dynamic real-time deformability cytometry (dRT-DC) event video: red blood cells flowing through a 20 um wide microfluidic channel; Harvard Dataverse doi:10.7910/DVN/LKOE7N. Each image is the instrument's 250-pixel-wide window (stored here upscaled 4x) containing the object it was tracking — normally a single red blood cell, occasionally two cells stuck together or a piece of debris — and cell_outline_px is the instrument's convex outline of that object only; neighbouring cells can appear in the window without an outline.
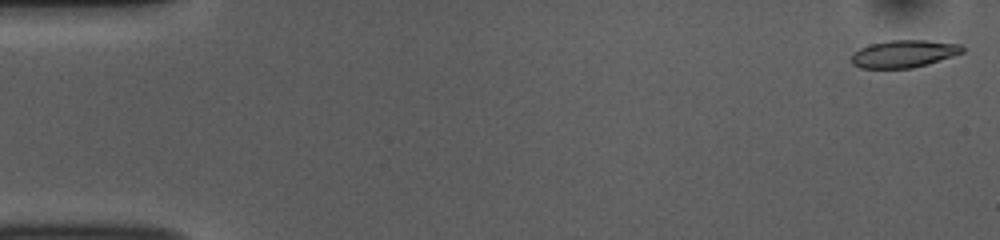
{"species": "common noctule bat (a hibernating species)", "species_latin": "Nyctalus noctula", "temperature_condition": "room temperature", "stored_images_in_passage": 15, "camera_frame_rate_fps": 3000, "um_per_image_px": 0.085, "animal": {"sex": "female", "body_mass_g": 10.0, "forearm_length_mm": 53.1}, "frame": {"image": 1, "passage_image": 1, "time_ms": 0.0, "image_size_px": [1000, 240], "cell_outline_px": [[964, 52], [928, 64], [912, 68], [860, 68], [852, 64], [852, 52], [868, 44], [888, 40], [928, 40], [960, 44], [964, 48]], "centroid_in_image_um": [76.81, 4.56], "position_along_channel_um": 8.2, "area_um2": 17.86}}
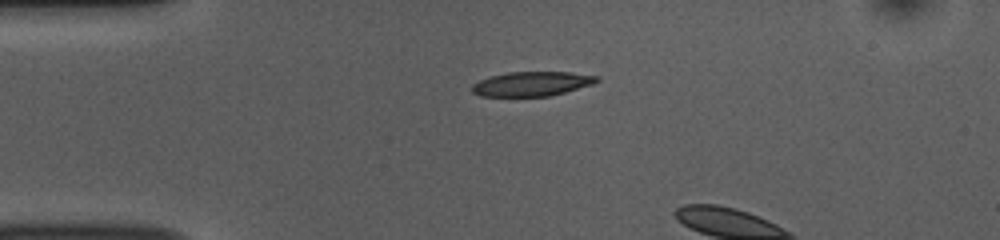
{"frame": {"image": 2, "passage_image": 12, "time_ms": 3.667, "image_size_px": [1000, 240], "cell_outline_px": [[600, 80], [592, 84], [564, 92], [548, 96], [480, 96], [472, 92], [472, 84], [488, 76], [508, 72], [568, 72], [600, 76]], "centroid_in_image_um": [45.18, 7.12], "position_along_channel_um": 39.8, "area_um2": 17.74}}